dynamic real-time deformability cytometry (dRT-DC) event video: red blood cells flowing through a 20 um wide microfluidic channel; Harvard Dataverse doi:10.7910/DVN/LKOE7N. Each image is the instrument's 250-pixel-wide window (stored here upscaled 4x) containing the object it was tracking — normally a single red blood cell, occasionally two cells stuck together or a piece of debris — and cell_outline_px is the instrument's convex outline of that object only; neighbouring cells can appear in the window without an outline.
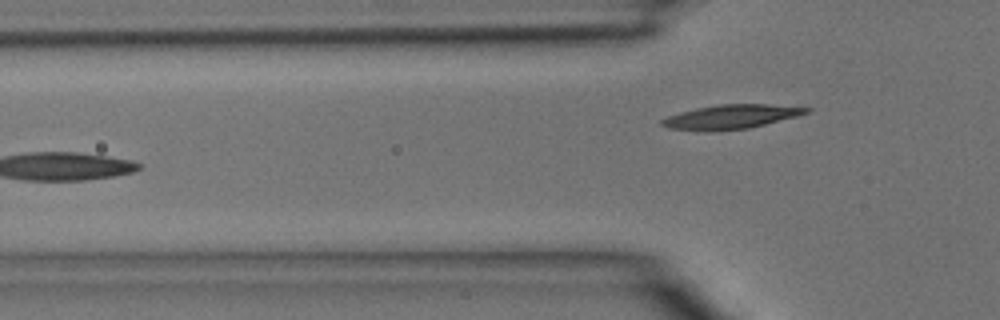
{"species": "common noctule bat (a hibernating species)", "species_latin": "Nyctalus noctula", "temperature_condition": "room temperature", "stored_images_in_passage": 2, "camera_frame_rate_fps": 3000, "um_per_image_px": 0.085, "animal": {"sex": "male", "body_mass_g": 15.6}, "frame": {"image": 1, "passage_image": 2, "time_ms": 0.333, "image_size_px": [1000, 320], "cell_outline_px": [[812, 108], [808, 112], [796, 116], [748, 128], [668, 128], [660, 124], [660, 120], [668, 116], [680, 112], [696, 108], [720, 104], [768, 104]], "centroid_in_image_um": [62.19, 9.87], "position_along_channel_um": 63.6, "area_um2": 19.07}}